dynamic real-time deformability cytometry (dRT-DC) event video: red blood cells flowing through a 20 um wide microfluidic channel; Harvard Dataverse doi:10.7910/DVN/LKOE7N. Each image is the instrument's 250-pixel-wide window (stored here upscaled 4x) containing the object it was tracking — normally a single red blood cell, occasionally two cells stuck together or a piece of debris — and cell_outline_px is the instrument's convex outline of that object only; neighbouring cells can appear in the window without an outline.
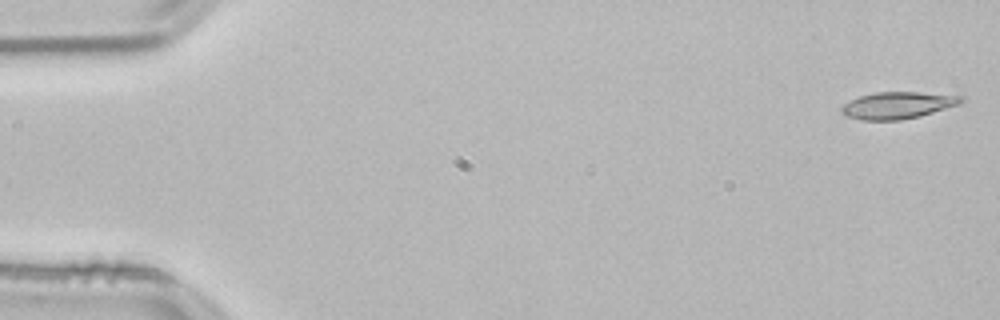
{"species": "common noctule bat (a hibernating species)", "species_latin": "Nyctalus noctula", "temperature_condition": "room temperature", "stored_images_in_passage": 53, "camera_frame_rate_fps": 3000, "um_per_image_px": 0.085, "animal": {"sex": "male", "body_mass_g": 21.5, "forearm_length_mm": 52.0}, "frame": {"image": 1, "passage_image": 1, "time_ms": 0.0, "image_size_px": [1000, 320], "cell_outline_px": [[964, 100], [960, 104], [920, 116], [900, 120], [860, 120], [844, 116], [840, 108], [844, 104], [860, 96], [876, 92], [916, 92], [964, 96]], "centroid_in_image_um": [76.3, 8.95], "position_along_channel_um": 8.7, "area_um2": 18.67}}
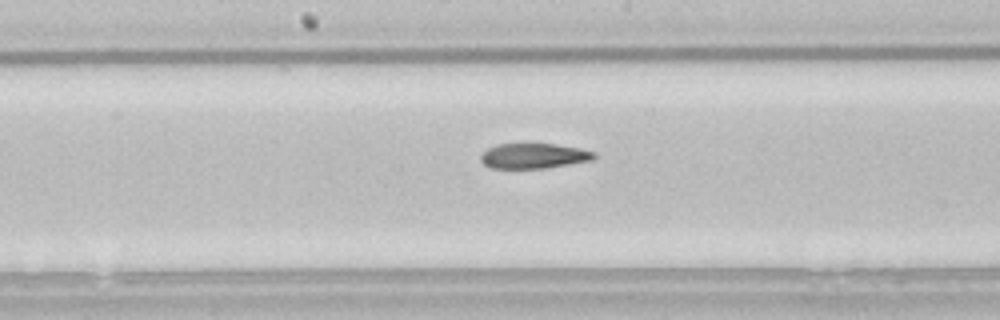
{"frame": {"image": 2, "passage_image": 27, "time_ms": 8.667, "image_size_px": [1000, 320], "cell_outline_px": [[596, 156], [592, 160], [544, 168], [488, 168], [480, 160], [480, 156], [488, 148], [496, 144], [556, 144], [580, 148], [596, 152]], "centroid_in_image_um": [45.36, 13.25], "position_along_channel_um": 202.8, "area_um2": 16.59}}
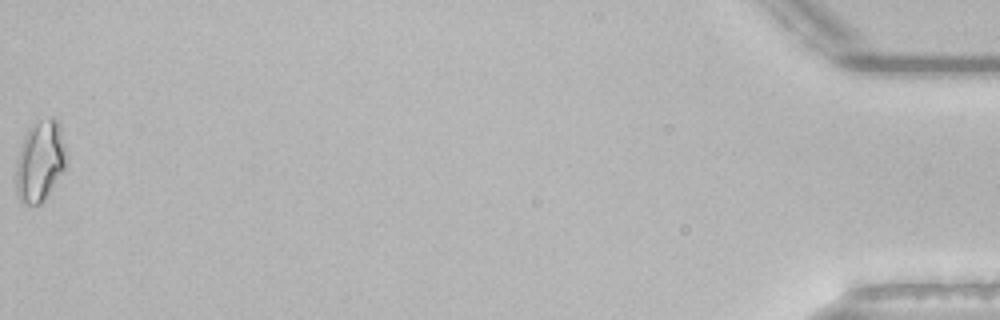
{"frame": {"image": 3, "passage_image": 53, "time_ms": 17.333, "image_size_px": [1000, 320], "cell_outline_px": [[64, 168], [44, 200], [40, 204], [24, 204], [20, 200], [16, 188], [16, 168], [20, 148], [24, 136], [28, 128], [32, 124], [40, 120], [52, 116], [56, 120], [64, 148]], "centroid_in_image_um": [3.35, 13.71], "position_along_channel_um": 431.8, "area_um2": 22.89}, "authors_computed_cell_mechanics": {"area_um2": 18.0336, "velocity_mm_per_s": 3.8311, "shape_relaxation_time_tau1_ms": 8.1187, "shape_relaxation_time_tau2_ms": 7.039, "deformation_change_tau1": 0.2073, "deformation_change_tau2": 0.1565}}